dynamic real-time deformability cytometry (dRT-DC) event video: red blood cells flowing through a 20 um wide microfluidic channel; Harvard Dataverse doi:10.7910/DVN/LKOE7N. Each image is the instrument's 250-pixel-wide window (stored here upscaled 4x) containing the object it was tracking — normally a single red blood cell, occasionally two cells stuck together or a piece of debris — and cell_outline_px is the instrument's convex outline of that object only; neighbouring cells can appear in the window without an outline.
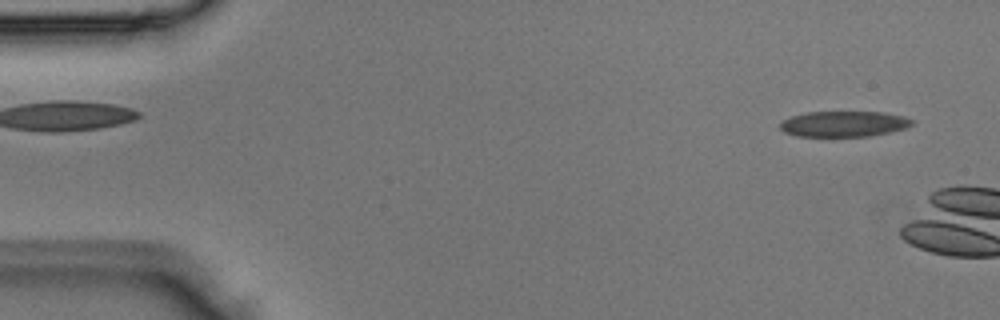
{"species": "Egyptian fruit bat (a non-hibernating species)", "species_latin": "Rousettus aegyptiacus", "temperature_condition": "room temperature", "stored_images_in_passage": 3, "segment_of_instrument_passage": [2, 2], "camera_frame_rate_fps": 3000, "um_per_image_px": 0.085, "animal": {"sex": "male"}, "frame": {"image": 1, "passage_image": 3, "time_ms": 0.667, "image_size_px": [1000, 320], "cell_outline_px": [[912, 124], [908, 128], [868, 136], [796, 136], [784, 132], [780, 128], [780, 124], [784, 120], [792, 116], [808, 112], [884, 112], [904, 116], [912, 120]], "centroid_in_image_um": [71.74, 10.53], "position_along_channel_um": 13.3, "area_um2": 19.59}}